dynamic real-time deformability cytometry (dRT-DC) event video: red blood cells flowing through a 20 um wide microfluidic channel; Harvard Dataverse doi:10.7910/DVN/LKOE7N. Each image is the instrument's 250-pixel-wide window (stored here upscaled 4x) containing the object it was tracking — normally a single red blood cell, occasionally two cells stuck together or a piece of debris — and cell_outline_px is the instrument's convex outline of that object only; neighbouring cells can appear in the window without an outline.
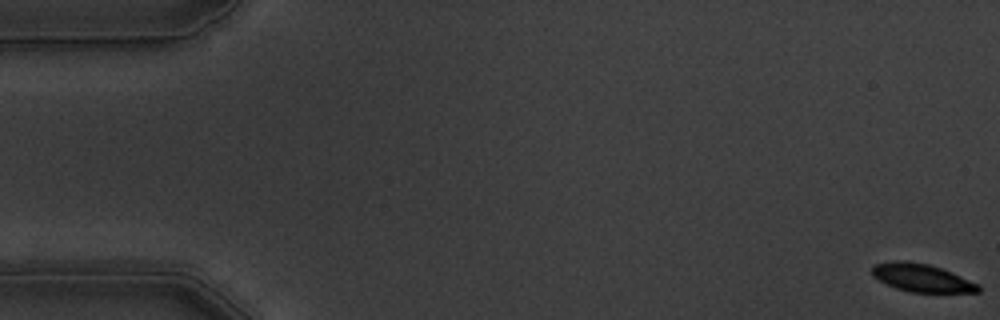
{"species": "common noctule bat (a hibernating species)", "species_latin": "Nyctalus noctula", "temperature_condition": "warm", "stored_images_in_passage": 57, "camera_frame_rate_fps": 3000, "um_per_image_px": 0.085, "animal": {"sex": "male", "body_mass_g": 19.5, "forearm_length_mm": 54.6}, "frame": {"image": 1, "passage_image": 1, "time_ms": 0.0, "image_size_px": [1000, 320], "cell_outline_px": [[980, 292], [908, 292], [896, 288], [872, 276], [872, 264], [892, 260], [904, 260], [928, 264], [952, 272], [980, 284]], "centroid_in_image_um": [78.34, 23.6], "position_along_channel_um": 6.7, "area_um2": 17.4}}
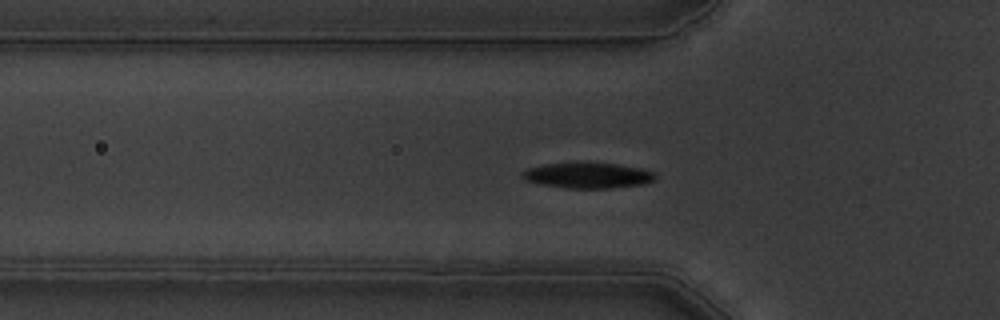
{"frame": {"image": 2, "passage_image": 19, "time_ms": 6.0, "image_size_px": [1000, 320], "cell_outline_px": [[656, 180], [644, 184], [612, 188], [564, 188], [540, 184], [524, 180], [520, 176], [520, 172], [528, 168], [544, 164], [616, 164], [640, 168], [652, 172], [656, 176]], "centroid_in_image_um": [49.93, 14.94], "position_along_channel_um": 75.9, "area_um2": 19.54}}
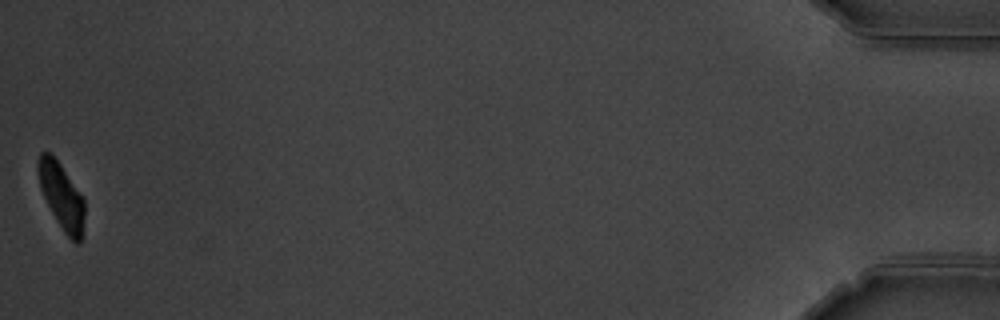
{"frame": {"image": 3, "passage_image": 57, "time_ms": 18.667, "image_size_px": [1000, 320], "cell_outline_px": [[84, 236], [76, 244], [64, 232], [52, 212], [40, 188], [36, 168], [36, 164], [40, 152], [52, 152], [84, 200]], "centroid_in_image_um": [5.21, 16.65], "position_along_channel_um": 430.0, "area_um2": 17.8}, "authors_computed_cell_mechanics": {"area_um2": 19.4786, "velocity_mm_per_s": 3.5633, "shape_relaxation_time_tau1_ms": 2.3, "shape_relaxation_time_tau2_ms": null, "deformation_change_tau1": 0.1425, "deformation_change_tau2": null}}